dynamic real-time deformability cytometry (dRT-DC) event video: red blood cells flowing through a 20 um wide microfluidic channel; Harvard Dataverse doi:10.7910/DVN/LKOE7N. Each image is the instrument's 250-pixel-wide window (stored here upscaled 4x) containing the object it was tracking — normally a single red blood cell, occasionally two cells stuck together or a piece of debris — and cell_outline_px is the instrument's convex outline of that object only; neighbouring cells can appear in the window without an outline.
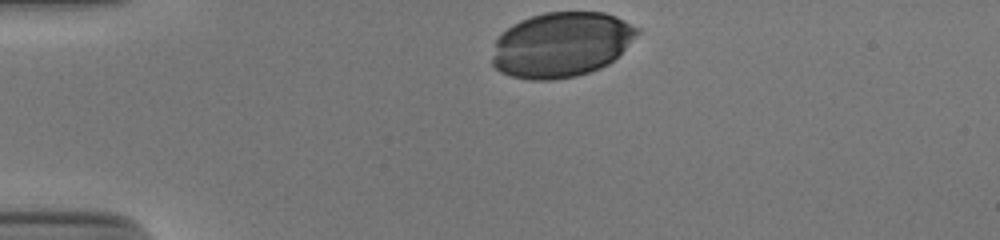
{"species": "human", "species_latin": "Homo sapiens", "temperature_condition": "cold", "stored_images_in_passage": 32, "camera_frame_rate_fps": 3000, "um_per_image_px": 0.085, "donor": {"sex": "male"}, "frame": {"image": 1, "passage_image": 1, "time_ms": 0.0, "image_size_px": [1000, 240], "cell_outline_px": [[640, 32], [608, 64], [600, 68], [576, 76], [556, 80], [528, 80], [512, 76], [500, 72], [492, 64], [492, 56], [496, 40], [500, 32], [512, 24], [520, 20], [544, 12], [604, 12], [616, 16], [640, 28]], "centroid_in_image_um": [47.68, 3.79], "position_along_channel_um": 37.3, "area_um2": 55.08}}